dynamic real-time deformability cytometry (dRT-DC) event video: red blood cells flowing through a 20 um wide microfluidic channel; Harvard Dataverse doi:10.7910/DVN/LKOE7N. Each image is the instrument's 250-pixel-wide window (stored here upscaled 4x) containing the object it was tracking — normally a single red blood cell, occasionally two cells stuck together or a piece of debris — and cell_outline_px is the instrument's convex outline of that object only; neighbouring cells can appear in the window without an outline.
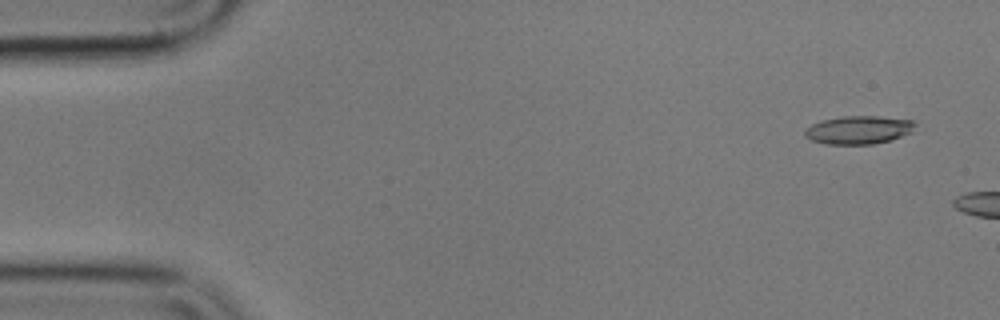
{"species": "common noctule bat (a hibernating species)", "species_latin": "Nyctalus noctula", "temperature_condition": "cold", "stored_images_in_passage": 15, "camera_frame_rate_fps": 3000, "um_per_image_px": 0.085, "animal": {"sex": "male", "body_mass_g": 17.9}, "frame": {"image": 1, "passage_image": 3, "time_ms": 0.667, "image_size_px": [1000, 320], "cell_outline_px": [[916, 124], [912, 132], [888, 140], [872, 144], [824, 144], [812, 140], [804, 136], [804, 132], [812, 124], [820, 120], [844, 116], [876, 116], [912, 120]], "centroid_in_image_um": [72.96, 11.04], "position_along_channel_um": 12.0, "area_um2": 17.98}}